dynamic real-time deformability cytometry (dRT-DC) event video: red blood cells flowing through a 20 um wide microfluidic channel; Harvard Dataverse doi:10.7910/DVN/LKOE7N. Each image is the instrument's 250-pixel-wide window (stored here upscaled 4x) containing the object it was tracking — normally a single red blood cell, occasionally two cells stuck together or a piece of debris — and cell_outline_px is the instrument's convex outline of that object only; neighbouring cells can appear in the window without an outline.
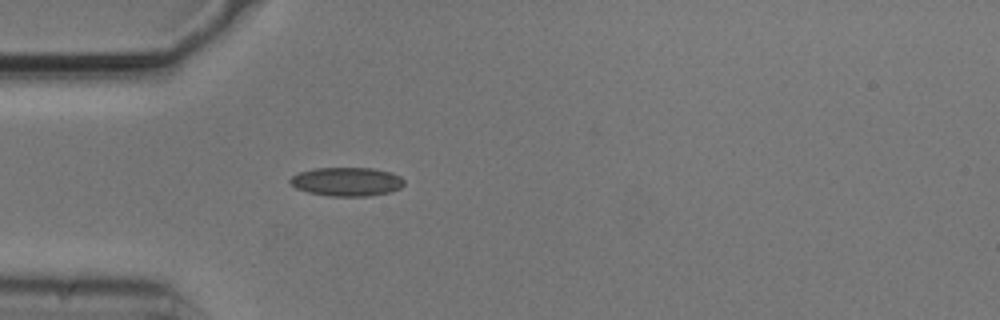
{"species": "common noctule bat (a hibernating species)", "species_latin": "Nyctalus noctula", "temperature_condition": "cold", "stored_images_in_passage": 1, "camera_frame_rate_fps": 3000, "um_per_image_px": 0.085, "animal": {"sex": "male", "body_mass_g": 20.5, "forearm_length_mm": 52.5}, "frame": {"image": 1, "passage_image": 1, "time_ms": 0.0, "image_size_px": [1000, 320], "cell_outline_px": [[404, 184], [400, 188], [388, 192], [368, 196], [332, 196], [308, 192], [296, 188], [288, 180], [292, 176], [300, 172], [316, 168], [372, 168], [392, 172], [400, 176], [404, 180]], "centroid_in_image_um": [29.49, 15.43], "position_along_channel_um": 55.5, "area_um2": 19.02}}